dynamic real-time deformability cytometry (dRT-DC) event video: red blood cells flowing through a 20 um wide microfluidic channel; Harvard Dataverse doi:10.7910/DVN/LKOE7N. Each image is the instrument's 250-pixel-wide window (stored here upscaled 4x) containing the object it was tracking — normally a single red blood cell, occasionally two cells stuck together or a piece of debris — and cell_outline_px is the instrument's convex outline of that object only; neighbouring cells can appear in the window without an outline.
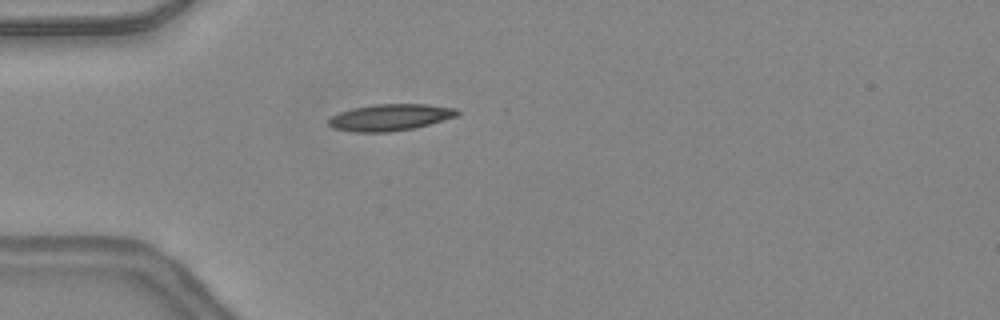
{"species": "common noctule bat (a hibernating species)", "species_latin": "Nyctalus noctula", "temperature_condition": "warm", "stored_images_in_passage": 31, "camera_frame_rate_fps": 3000, "um_per_image_px": 0.085, "animal": {"sex": "female", "body_mass_g": 24.6, "forearm_length_mm": 56.2}, "frame": {"image": 1, "passage_image": 5, "time_ms": 1.333, "image_size_px": [1000, 320], "cell_outline_px": [[460, 112], [456, 116], [428, 124], [412, 128], [392, 132], [352, 132], [332, 128], [328, 124], [328, 120], [332, 116], [340, 112], [352, 108], [376, 104], [424, 104], [456, 108]], "centroid_in_image_um": [33.12, 9.98], "position_along_channel_um": 51.9, "area_um2": 19.83}}
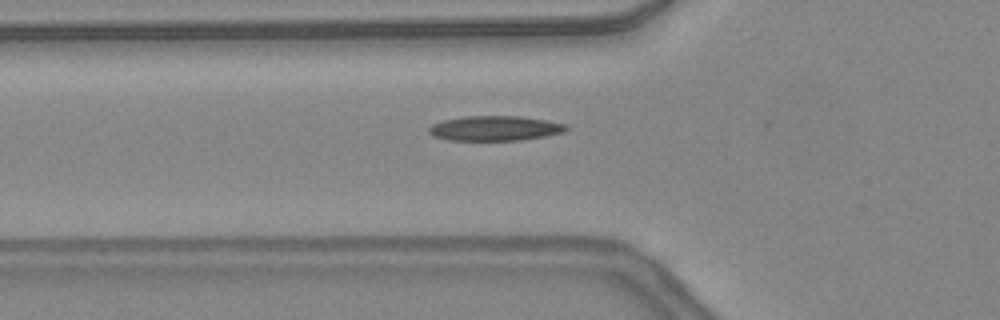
{"frame": {"image": 2, "passage_image": 8, "time_ms": 2.333, "image_size_px": [1000, 320], "cell_outline_px": [[568, 128], [564, 132], [524, 140], [448, 140], [432, 136], [428, 132], [428, 128], [432, 124], [444, 120], [464, 116], [520, 116], [544, 120], [564, 124]], "centroid_in_image_um": [42.02, 10.91], "position_along_channel_um": 83.8, "area_um2": 19.83}}
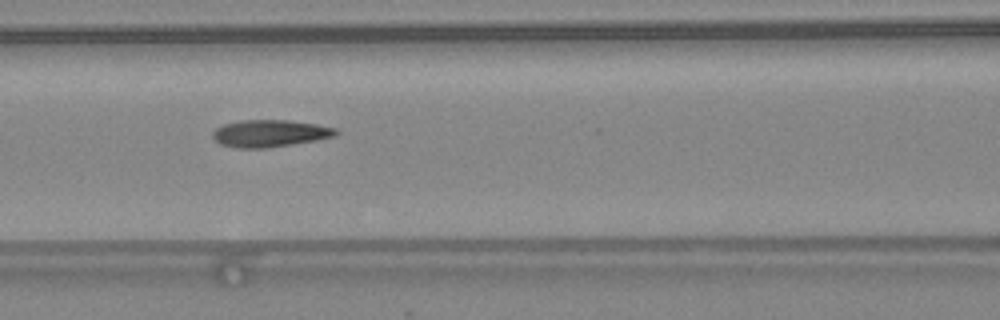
{"frame": {"image": 3, "passage_image": 12, "time_ms": 3.667, "image_size_px": [1000, 320], "cell_outline_px": [[340, 132], [336, 136], [316, 140], [264, 148], [236, 148], [220, 144], [212, 136], [212, 132], [216, 128], [224, 124], [240, 120], [288, 120], [316, 124], [336, 128]], "centroid_in_image_um": [22.94, 11.33], "position_along_channel_um": 143.7, "area_um2": 19.42}, "authors_computed_cell_mechanics": {"area_um2": 19.0162, "velocity_mm_per_s": 4.3918, "shape_relaxation_time_tau1_ms": 9.0241, "shape_relaxation_time_tau2_ms": 1.5491, "deformation_change_tau1": 0.2897, "deformation_change_tau2": 0.094}}